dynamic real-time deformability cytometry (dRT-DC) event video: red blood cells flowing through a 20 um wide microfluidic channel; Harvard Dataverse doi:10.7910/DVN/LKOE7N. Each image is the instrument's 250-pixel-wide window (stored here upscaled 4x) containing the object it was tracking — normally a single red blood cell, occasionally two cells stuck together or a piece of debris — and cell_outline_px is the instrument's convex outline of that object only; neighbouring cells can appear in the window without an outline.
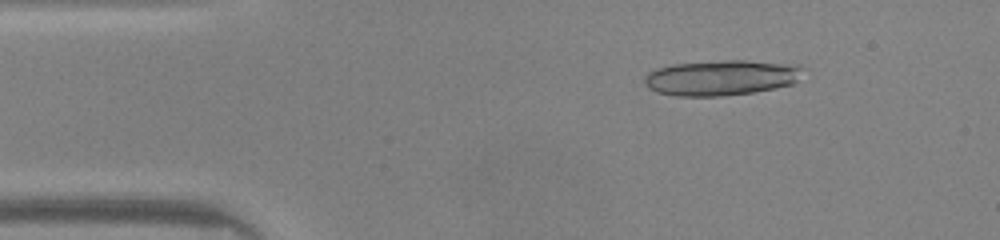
{"species": "common noctule bat (a hibernating species)", "species_latin": "Nyctalus noctula", "temperature_condition": "warm", "stored_images_in_passage": 46, "segment_of_instrument_passage": [1, 2], "camera_frame_rate_fps": 3000, "um_per_image_px": 0.085, "animal": {"sex": "male", "body_mass_g": 20.0, "forearm_length_mm": 53.3}, "frame": {"image": 1, "passage_image": 6, "time_ms": 1.667, "image_size_px": [1000, 240], "cell_outline_px": [[804, 68], [796, 80], [792, 84], [776, 88], [752, 92], [720, 96], [676, 96], [656, 92], [648, 88], [644, 84], [644, 76], [648, 72], [656, 68], [672, 64], [724, 60], [744, 60], [800, 64]], "centroid_in_image_um": [61.28, 6.59], "position_along_channel_um": 23.7, "area_um2": 32.95}}